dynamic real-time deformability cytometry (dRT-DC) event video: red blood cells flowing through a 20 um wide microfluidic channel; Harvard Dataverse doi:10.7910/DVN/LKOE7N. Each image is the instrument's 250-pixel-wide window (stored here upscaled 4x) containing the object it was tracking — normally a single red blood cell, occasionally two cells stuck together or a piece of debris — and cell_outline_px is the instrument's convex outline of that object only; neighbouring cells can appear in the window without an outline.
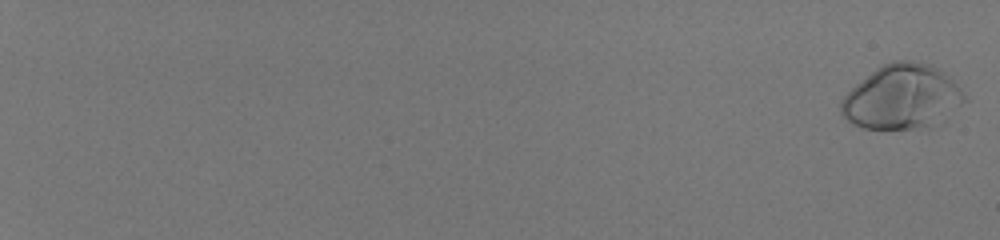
{"species": "human", "species_latin": "Homo sapiens", "temperature_condition": "room temperature", "stored_images_in_passage": 57, "camera_frame_rate_fps": 3000, "um_per_image_px": 0.085, "donor": {"sex": "male"}, "frame": {"image": 1, "passage_image": 1, "time_ms": 0.0, "image_size_px": [1000, 240], "cell_outline_px": [[968, 100], [932, 128], [864, 128], [852, 124], [840, 112], [840, 100], [856, 84], [876, 68], [892, 60], [912, 60], [932, 64], [960, 88]], "centroid_in_image_um": [76.68, 8.25], "position_along_channel_um": 8.3, "area_um2": 46.24}}
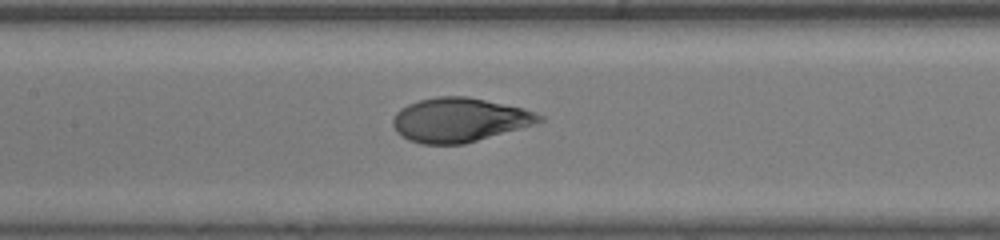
{"frame": {"image": 2, "passage_image": 34, "time_ms": 11.0, "image_size_px": [1000, 240], "cell_outline_px": [[544, 120], [520, 128], [464, 144], [420, 144], [408, 140], [396, 132], [392, 124], [392, 120], [396, 112], [400, 108], [408, 104], [420, 100], [436, 96], [468, 96], [524, 108], [536, 112], [544, 116]], "centroid_in_image_um": [39.02, 10.18], "position_along_channel_um": 168.4, "area_um2": 37.69}}
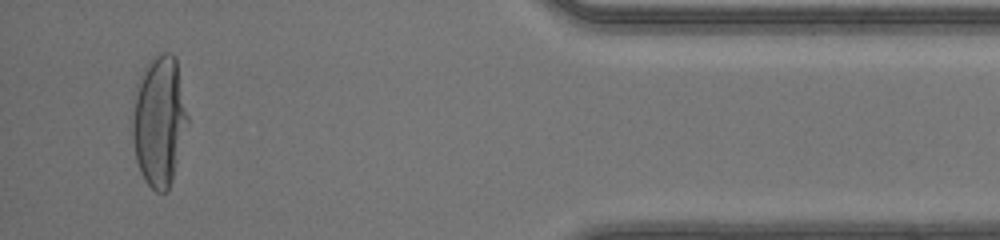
{"frame": {"image": 3, "passage_image": 55, "time_ms": 18.0, "image_size_px": [1000, 240], "cell_outline_px": [[188, 124], [172, 180], [168, 192], [156, 192], [144, 180], [140, 172], [136, 160], [132, 140], [132, 116], [136, 84], [140, 72], [144, 64], [156, 52], [172, 52], [176, 56], [188, 116]], "centroid_in_image_um": [13.51, 10.22], "position_along_channel_um": 421.7, "area_um2": 42.77}, "authors_computed_cell_mechanics": {"area_um2": 38.8994, "velocity_mm_per_s": 4.1517, "shape_relaxation_time_tau1_ms": 3.6206, "shape_relaxation_time_tau2_ms": null, "deformation_change_tau1": 0.233, "deformation_change_tau2": null}}